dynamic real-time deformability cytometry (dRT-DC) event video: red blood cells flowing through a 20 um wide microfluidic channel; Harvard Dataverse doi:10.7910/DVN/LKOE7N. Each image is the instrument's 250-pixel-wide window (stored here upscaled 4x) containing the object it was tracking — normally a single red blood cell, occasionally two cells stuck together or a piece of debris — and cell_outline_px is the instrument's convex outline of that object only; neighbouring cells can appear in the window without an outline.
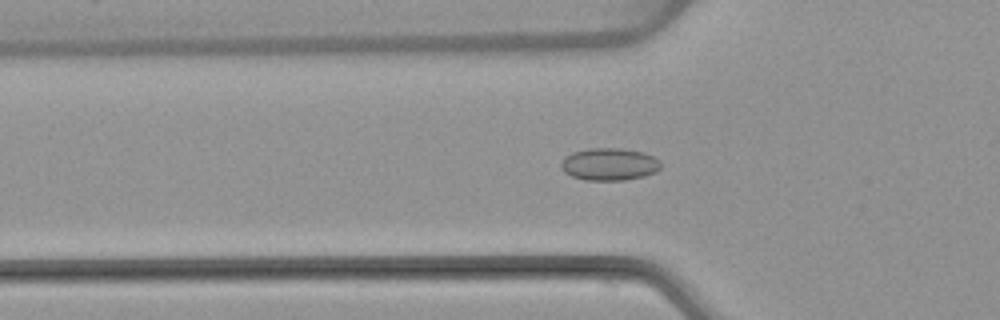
{"species": "common noctule bat (a hibernating species)", "species_latin": "Nyctalus noctula", "temperature_condition": "warm", "stored_images_in_passage": 53, "camera_frame_rate_fps": 3000, "um_per_image_px": 0.085, "animal": {"sex": "female", "body_mass_g": 22.7, "forearm_length_mm": 54.2}, "frame": {"image": 1, "passage_image": 18, "time_ms": 5.667, "image_size_px": [1000, 320], "cell_outline_px": [[660, 168], [656, 172], [644, 176], [624, 180], [584, 180], [572, 176], [564, 172], [560, 168], [560, 164], [564, 156], [572, 152], [588, 148], [620, 148], [644, 152], [660, 160]], "centroid_in_image_um": [51.77, 13.95], "position_along_channel_um": 74.0, "area_um2": 19.02}}
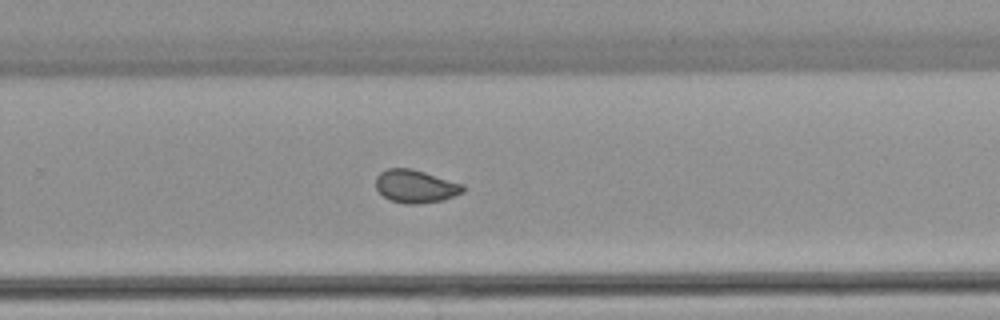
{"frame": {"image": 2, "passage_image": 35, "time_ms": 11.333, "image_size_px": [1000, 320], "cell_outline_px": [[464, 192], [444, 200], [416, 204], [404, 204], [392, 200], [384, 196], [376, 188], [376, 176], [380, 172], [388, 168], [412, 168], [464, 184]], "centroid_in_image_um": [35.34, 15.83], "position_along_channel_um": 294.5, "area_um2": 16.82}}
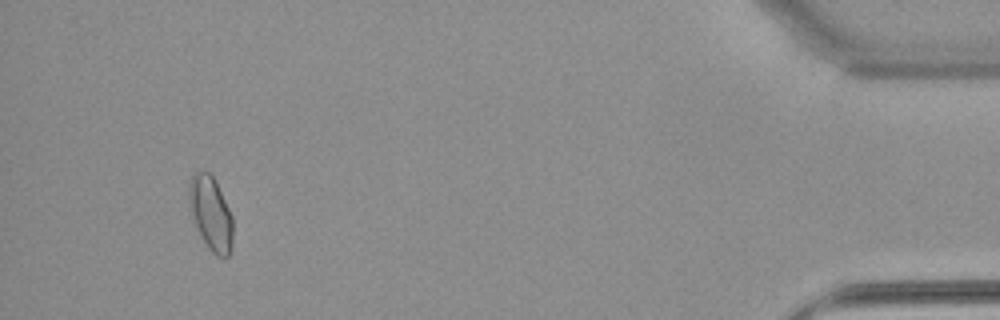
{"frame": {"image": 3, "passage_image": 50, "time_ms": 16.333, "image_size_px": [1000, 320], "cell_outline_px": [[232, 248], [228, 256], [216, 256], [208, 248], [192, 216], [188, 200], [188, 184], [192, 176], [196, 172], [208, 172], [212, 176], [232, 216]], "centroid_in_image_um": [17.91, 18.15], "position_along_channel_um": 417.3, "area_um2": 18.38}, "authors_computed_cell_mechanics": {"area_um2": 17.1666, "velocity_mm_per_s": 3.8868, "shape_relaxation_time_tau1_ms": null, "shape_relaxation_time_tau2_ms": 0.9485, "deformation_change_tau1": null, "deformation_change_tau2": 0.055}}